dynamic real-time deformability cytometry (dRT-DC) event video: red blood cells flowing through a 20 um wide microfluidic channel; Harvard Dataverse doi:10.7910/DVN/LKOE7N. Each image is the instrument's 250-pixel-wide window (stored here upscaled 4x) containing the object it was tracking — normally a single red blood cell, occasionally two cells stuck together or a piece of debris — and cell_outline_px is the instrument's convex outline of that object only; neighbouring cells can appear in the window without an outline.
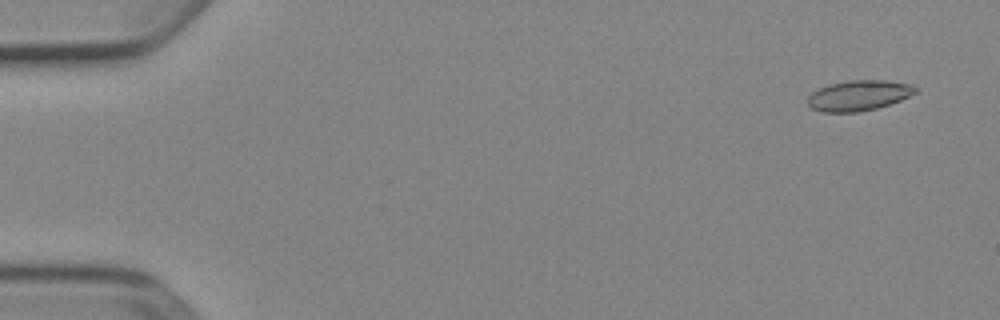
{"species": "Egyptian fruit bat (a non-hibernating species)", "species_latin": "Rousettus aegyptiacus", "temperature_condition": "cold", "stored_images_in_passage": 5, "camera_frame_rate_fps": 3000, "um_per_image_px": 0.085, "animal": {"sex": "female"}, "frame": {"image": 1, "passage_image": 1, "time_ms": 0.0, "image_size_px": [1000, 320], "cell_outline_px": [[916, 92], [900, 100], [876, 108], [856, 112], [820, 112], [812, 108], [808, 104], [808, 96], [812, 92], [828, 84], [848, 80], [888, 80], [912, 84], [916, 88]], "centroid_in_image_um": [72.97, 8.1], "position_along_channel_um": 12.0, "area_um2": 19.02}}
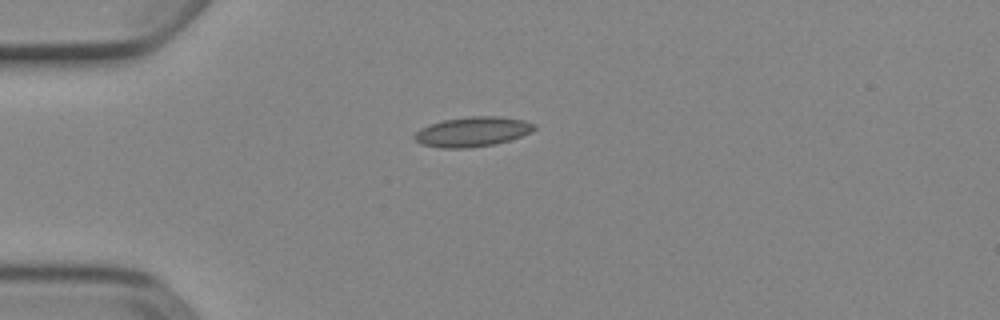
{"frame": {"image": 2, "passage_image": 4, "time_ms": 1.0, "image_size_px": [1000, 320], "cell_outline_px": [[536, 128], [532, 132], [496, 144], [468, 148], [440, 148], [420, 144], [412, 136], [420, 128], [444, 120], [468, 116], [496, 116], [524, 120], [536, 124]], "centroid_in_image_um": [40.16, 11.2], "position_along_channel_um": 44.8, "area_um2": 20.81}}